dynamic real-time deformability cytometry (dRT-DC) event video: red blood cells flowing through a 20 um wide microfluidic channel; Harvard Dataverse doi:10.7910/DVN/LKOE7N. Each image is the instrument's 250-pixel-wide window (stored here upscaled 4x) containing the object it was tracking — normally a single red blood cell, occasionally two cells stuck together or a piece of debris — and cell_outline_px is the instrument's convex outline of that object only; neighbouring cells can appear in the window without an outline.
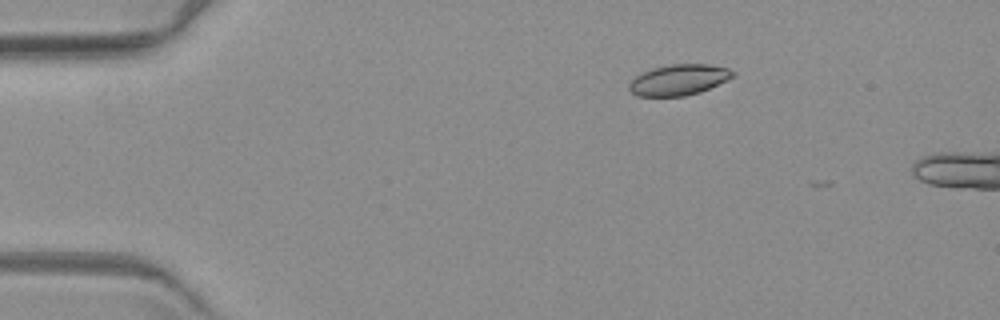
{"species": "common noctule bat (a hibernating species)", "species_latin": "Nyctalus noctula", "temperature_condition": "warm", "stored_images_in_passage": 3, "camera_frame_rate_fps": 3000, "um_per_image_px": 0.085, "animal": {"sex": "female", "body_mass_g": 19.3, "forearm_length_mm": 54.1}, "frame": {"image": 1, "passage_image": 3, "time_ms": 2.667, "image_size_px": [1000, 320], "cell_outline_px": [[732, 76], [728, 80], [700, 92], [684, 96], [636, 96], [628, 88], [628, 84], [640, 72], [652, 68], [672, 64], [708, 64], [728, 68], [732, 72]], "centroid_in_image_um": [57.65, 6.78], "position_along_channel_um": 27.3, "area_um2": 18.55}}